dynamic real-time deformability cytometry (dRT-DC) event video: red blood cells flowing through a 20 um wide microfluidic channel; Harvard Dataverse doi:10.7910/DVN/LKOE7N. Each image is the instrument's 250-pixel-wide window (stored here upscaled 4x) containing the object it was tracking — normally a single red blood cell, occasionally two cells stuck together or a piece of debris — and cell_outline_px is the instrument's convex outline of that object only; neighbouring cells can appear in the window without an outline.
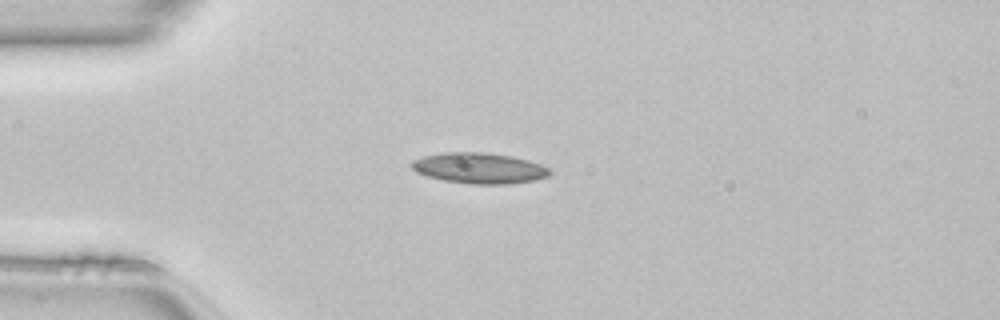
{"species": "common noctule bat (a hibernating species)", "species_latin": "Nyctalus noctula", "temperature_condition": "room temperature", "stored_images_in_passage": 38, "camera_frame_rate_fps": 3000, "um_per_image_px": 0.085, "animal": {"sex": "female", "body_mass_g": 22.7, "forearm_length_mm": 54.2}, "frame": {"image": 1, "passage_image": 1, "time_ms": 0.0, "image_size_px": [1000, 320], "cell_outline_px": [[552, 172], [548, 176], [532, 180], [508, 184], [468, 184], [444, 180], [428, 176], [416, 172], [412, 168], [412, 160], [424, 156], [444, 152], [484, 152], [512, 156], [528, 160], [540, 164], [548, 168]], "centroid_in_image_um": [40.73, 14.29], "position_along_channel_um": 44.3, "area_um2": 24.62}}
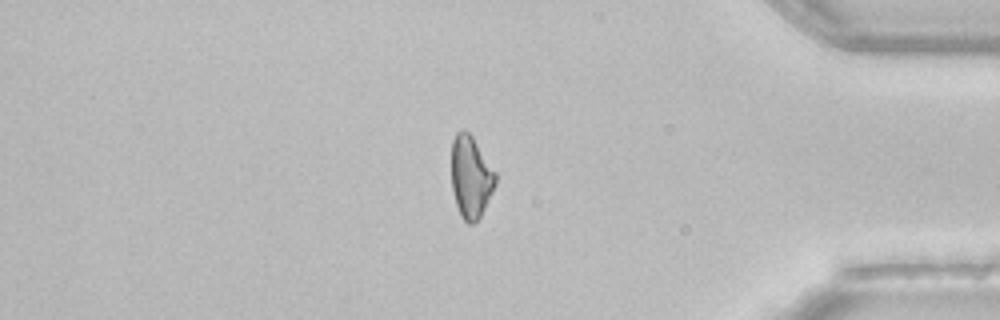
{"frame": {"image": 2, "passage_image": 30, "time_ms": 9.667, "image_size_px": [1000, 320], "cell_outline_px": [[496, 184], [480, 216], [472, 224], [468, 224], [460, 216], [456, 204], [452, 188], [452, 140], [456, 132], [464, 128], [472, 136], [496, 172]], "centroid_in_image_um": [40.01, 15.02], "position_along_channel_um": 395.2, "area_um2": 20.98}}
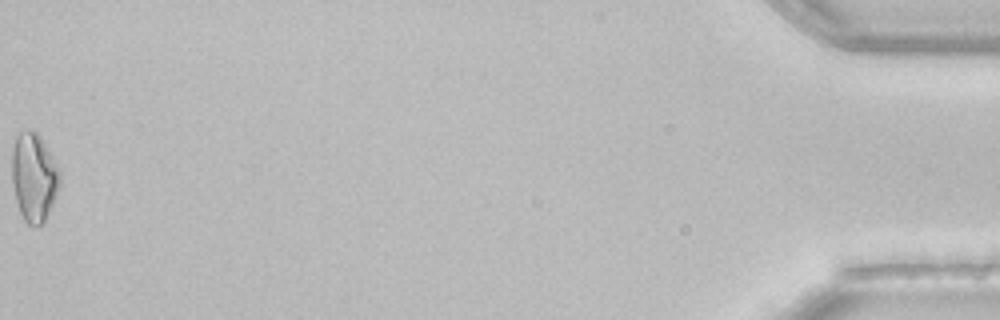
{"frame": {"image": 3, "passage_image": 38, "time_ms": 12.333, "image_size_px": [1000, 320], "cell_outline_px": [[60, 184], [56, 196], [44, 220], [40, 224], [28, 224], [24, 220], [20, 212], [16, 200], [12, 184], [12, 148], [16, 136], [20, 132], [32, 128], [40, 136], [60, 172]], "centroid_in_image_um": [2.86, 15.02], "position_along_channel_um": 432.3, "area_um2": 24.39}, "authors_computed_cell_mechanics": {"area_um2": 21.9062, "velocity_mm_per_s": 4.1617, "shape_relaxation_time_tau1_ms": null, "shape_relaxation_time_tau2_ms": 5.8616, "deformation_change_tau1": null, "deformation_change_tau2": 0.1585}}